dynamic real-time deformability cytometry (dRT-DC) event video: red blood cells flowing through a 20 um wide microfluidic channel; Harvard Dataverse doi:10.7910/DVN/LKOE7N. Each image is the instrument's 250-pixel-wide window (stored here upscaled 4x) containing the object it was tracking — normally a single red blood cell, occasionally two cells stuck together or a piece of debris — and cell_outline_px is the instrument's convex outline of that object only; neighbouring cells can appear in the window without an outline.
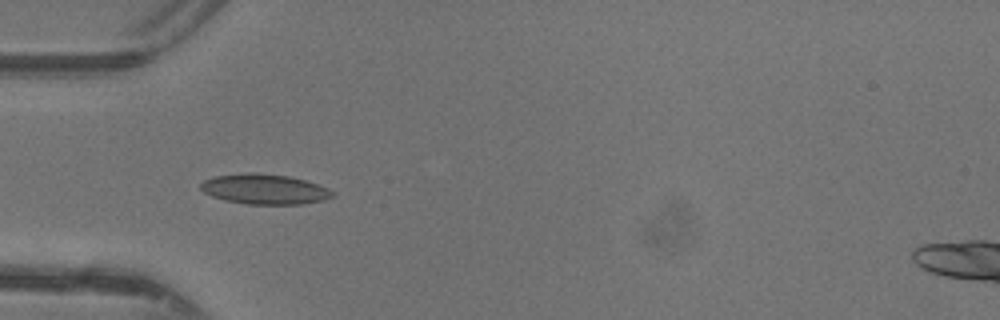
{"species": "common noctule bat (a hibernating species)", "species_latin": "Nyctalus noctula", "temperature_condition": "warm", "stored_images_in_passage": 5, "camera_frame_rate_fps": 3000, "um_per_image_px": 0.085, "animal": {"sex": "female"}, "frame": {"image": 1, "passage_image": 3, "time_ms": 0.667, "image_size_px": [1000, 320], "cell_outline_px": [[336, 196], [324, 200], [304, 204], [248, 204], [224, 200], [212, 196], [204, 192], [200, 188], [200, 184], [204, 180], [216, 176], [288, 176], [304, 180], [328, 188]], "centroid_in_image_um": [22.55, 16.14], "position_along_channel_um": 62.5, "area_um2": 21.96}}